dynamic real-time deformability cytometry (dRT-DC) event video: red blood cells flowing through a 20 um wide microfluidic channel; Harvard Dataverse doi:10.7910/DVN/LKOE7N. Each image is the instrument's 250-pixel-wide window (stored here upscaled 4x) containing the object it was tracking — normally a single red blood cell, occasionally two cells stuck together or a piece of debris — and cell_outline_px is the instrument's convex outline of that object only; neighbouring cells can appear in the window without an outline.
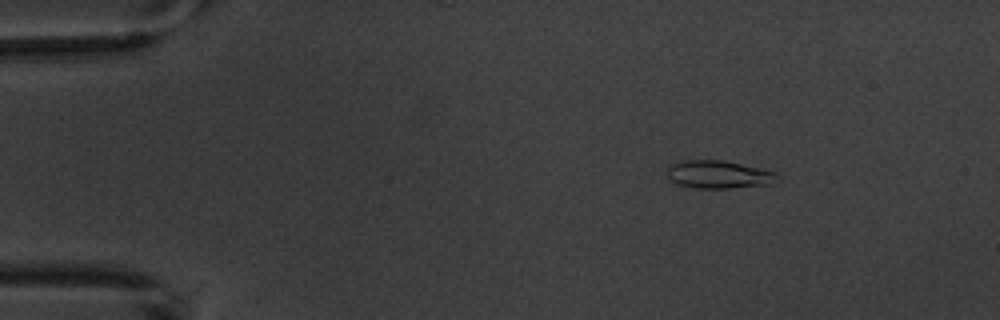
{"species": "common noctule bat (a hibernating species)", "species_latin": "Nyctalus noctula", "temperature_condition": "warm", "stored_images_in_passage": 5, "segment_of_instrument_passage": [1, 2], "camera_frame_rate_fps": 3000, "um_per_image_px": 0.085, "animal": {"sex": "male", "body_mass_g": 20.1, "forearm_length_mm": 53.5}, "frame": {"image": 1, "passage_image": 2, "time_ms": 1.0, "image_size_px": [1000, 320], "cell_outline_px": [[780, 180], [768, 184], [732, 188], [696, 188], [680, 184], [668, 180], [668, 168], [672, 164], [684, 160], [724, 160], [760, 168], [776, 172]], "centroid_in_image_um": [61.1, 14.83], "position_along_channel_um": 23.9, "area_um2": 17.86}}